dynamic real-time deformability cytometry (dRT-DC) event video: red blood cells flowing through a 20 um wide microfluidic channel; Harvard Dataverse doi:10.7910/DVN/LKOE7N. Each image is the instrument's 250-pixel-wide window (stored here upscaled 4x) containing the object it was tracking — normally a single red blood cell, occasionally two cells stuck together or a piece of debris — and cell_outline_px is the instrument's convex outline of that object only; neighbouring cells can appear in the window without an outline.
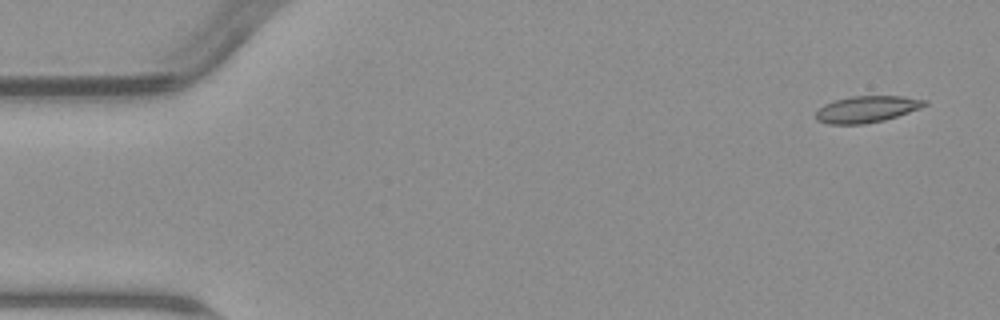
{"species": "common noctule bat (a hibernating species)", "species_latin": "Nyctalus noctula", "temperature_condition": "warm", "stored_images_in_passage": 6, "camera_frame_rate_fps": 3000, "um_per_image_px": 0.085, "animal": {"sex": "male", "body_mass_g": 23.1, "forearm_length_mm": 52.7}, "frame": {"image": 1, "passage_image": 1, "time_ms": 0.0, "image_size_px": [1000, 320], "cell_outline_px": [[928, 104], [920, 108], [884, 120], [864, 124], [828, 124], [816, 120], [816, 112], [824, 104], [836, 100], [852, 96], [904, 96], [928, 100]], "centroid_in_image_um": [73.69, 9.28], "position_along_channel_um": 11.3, "area_um2": 16.76}}
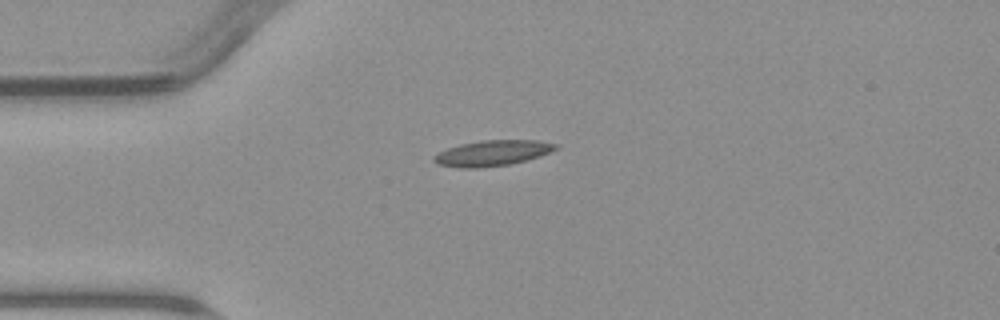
{"frame": {"image": 2, "passage_image": 4, "time_ms": 3.667, "image_size_px": [1000, 320], "cell_outline_px": [[560, 148], [540, 156], [508, 164], [476, 168], [460, 168], [436, 164], [432, 160], [432, 156], [448, 148], [460, 144], [480, 140], [536, 140], [560, 144]], "centroid_in_image_um": [41.86, 13.0], "position_along_channel_um": 43.1, "area_um2": 18.21}}
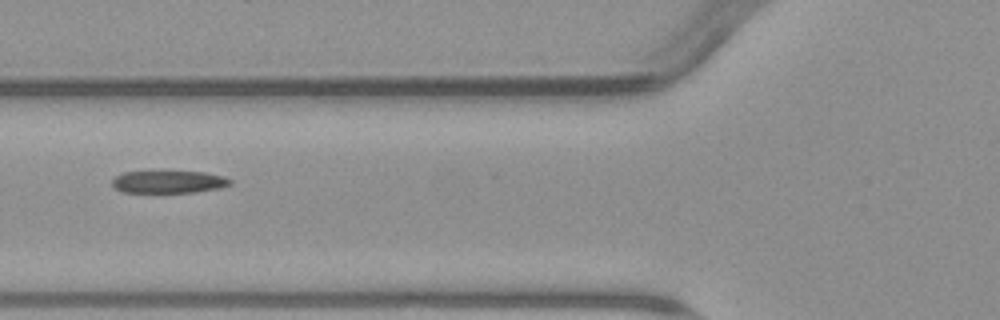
{"frame": {"image": 3, "passage_image": 6, "time_ms": 6.0, "image_size_px": [1000, 320], "cell_outline_px": [[232, 184], [220, 188], [196, 192], [124, 192], [116, 188], [112, 184], [112, 180], [116, 176], [124, 172], [204, 172], [224, 176], [232, 180]], "centroid_in_image_um": [14.38, 15.46], "position_along_channel_um": 111.4, "area_um2": 15.26}}